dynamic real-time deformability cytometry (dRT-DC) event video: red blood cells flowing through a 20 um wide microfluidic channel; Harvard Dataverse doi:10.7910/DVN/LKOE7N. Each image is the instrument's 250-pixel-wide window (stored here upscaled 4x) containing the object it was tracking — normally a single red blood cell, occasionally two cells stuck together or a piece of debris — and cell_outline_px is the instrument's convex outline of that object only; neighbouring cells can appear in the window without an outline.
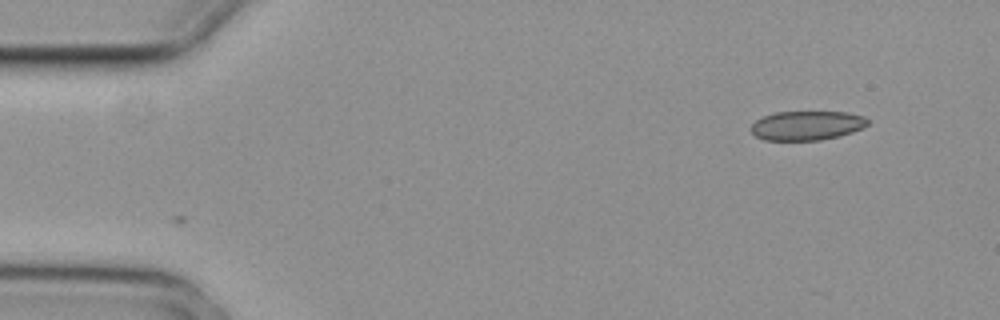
{"species": "common noctule bat (a hibernating species)", "species_latin": "Nyctalus noctula", "temperature_condition": "cold", "stored_images_in_passage": 3, "camera_frame_rate_fps": 3000, "um_per_image_px": 0.085, "animal": {"sex": "female", "body_mass_g": 29.2, "forearm_length_mm": 56.3}, "frame": {"image": 1, "passage_image": 1, "time_ms": 0.0, "image_size_px": [1000, 320], "cell_outline_px": [[868, 124], [864, 128], [840, 136], [820, 140], [764, 140], [756, 136], [752, 132], [752, 124], [756, 120], [764, 116], [776, 112], [848, 112], [864, 116], [868, 120]], "centroid_in_image_um": [68.62, 10.67], "position_along_channel_um": 16.4, "area_um2": 19.88}}